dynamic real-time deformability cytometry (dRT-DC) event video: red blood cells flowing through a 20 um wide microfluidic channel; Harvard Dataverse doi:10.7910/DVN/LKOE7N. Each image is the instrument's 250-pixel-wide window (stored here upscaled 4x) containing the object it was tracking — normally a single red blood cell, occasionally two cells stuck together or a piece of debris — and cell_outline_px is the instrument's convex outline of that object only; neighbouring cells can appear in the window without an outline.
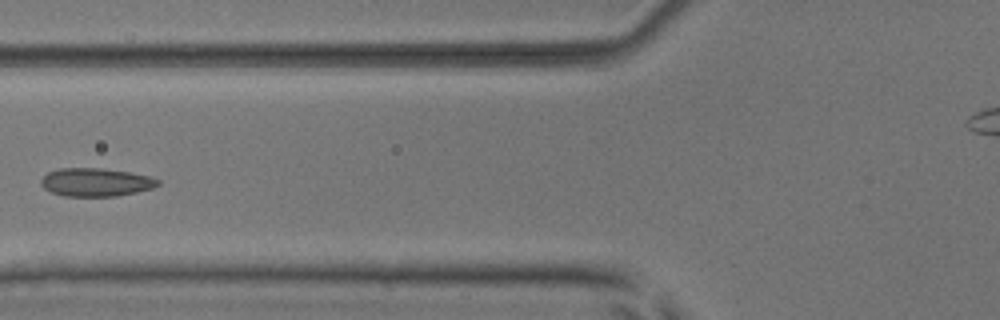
{"species": "common noctule bat (a hibernating species)", "species_latin": "Nyctalus noctula", "temperature_condition": "room temperature", "stored_images_in_passage": 7, "segment_of_instrument_passage": [1, 2], "camera_frame_rate_fps": 3000, "um_per_image_px": 0.085, "animal": {"sex": "male", "body_mass_g": 17.9, "forearm_length_mm": 54.2}, "frame": {"image": 1, "passage_image": 6, "time_ms": 5.667, "image_size_px": [1000, 320], "cell_outline_px": [[160, 184], [152, 188], [136, 192], [116, 196], [64, 196], [52, 192], [44, 188], [40, 184], [40, 180], [48, 172], [60, 168], [100, 168], [128, 172], [148, 176], [160, 180]], "centroid_in_image_um": [8.13, 15.49], "position_along_channel_um": 117.7, "area_um2": 19.13}}